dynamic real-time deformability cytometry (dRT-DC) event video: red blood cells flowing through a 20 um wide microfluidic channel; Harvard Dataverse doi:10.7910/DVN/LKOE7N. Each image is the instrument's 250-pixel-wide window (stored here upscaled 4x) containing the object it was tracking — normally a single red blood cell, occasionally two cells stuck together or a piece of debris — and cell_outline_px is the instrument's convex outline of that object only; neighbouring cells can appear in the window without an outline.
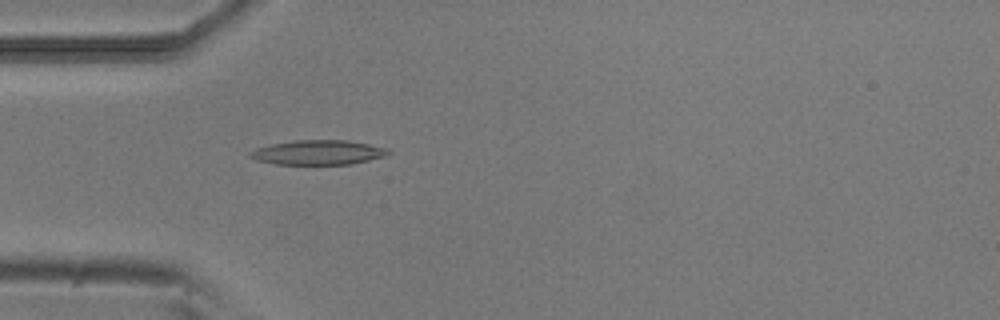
{"species": "common noctule bat (a hibernating species)", "species_latin": "Nyctalus noctula", "temperature_condition": "room temperature", "stored_images_in_passage": 52, "camera_frame_rate_fps": 3000, "um_per_image_px": 0.085, "animal": {"sex": "male", "body_mass_g": 20.5, "forearm_length_mm": 52.5}, "frame": {"image": 1, "passage_image": 15, "time_ms": 4.667, "image_size_px": [1000, 320], "cell_outline_px": [[392, 152], [384, 156], [352, 164], [276, 164], [256, 160], [248, 156], [248, 152], [256, 148], [272, 144], [292, 140], [348, 140], [388, 148]], "centroid_in_image_um": [27.02, 12.95], "position_along_channel_um": 58.0, "area_um2": 19.83}}
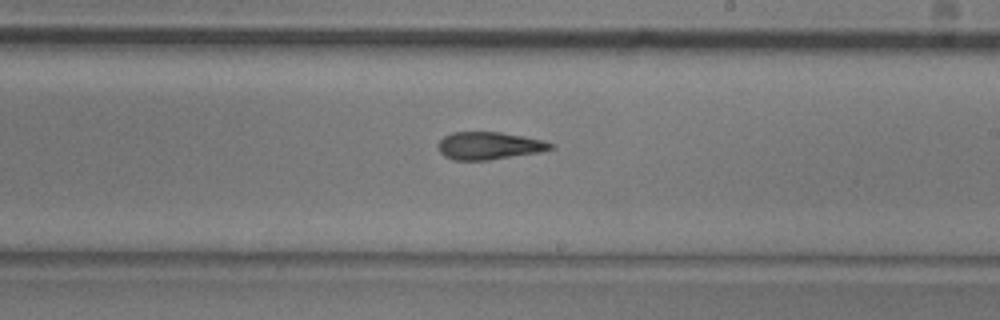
{"frame": {"image": 2, "passage_image": 30, "time_ms": 9.667, "image_size_px": [1000, 320], "cell_outline_px": [[556, 148], [540, 152], [488, 160], [452, 160], [444, 156], [440, 152], [440, 140], [444, 136], [452, 132], [500, 132], [524, 136], [544, 140], [556, 144]], "centroid_in_image_um": [41.64, 12.38], "position_along_channel_um": 247.4, "area_um2": 18.15}}
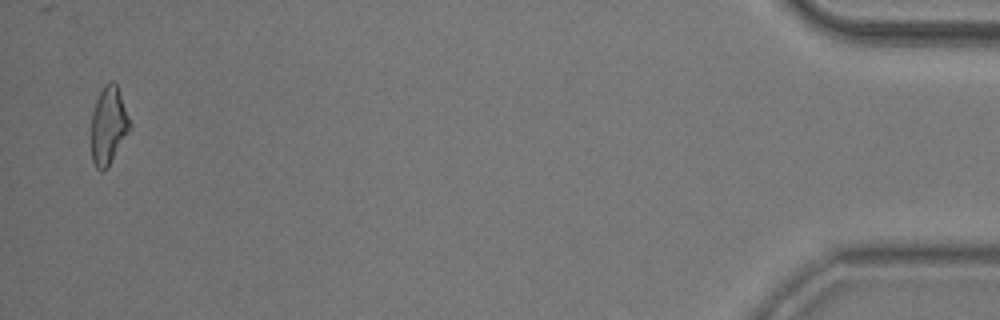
{"frame": {"image": 3, "passage_image": 51, "time_ms": 16.667, "image_size_px": [1000, 320], "cell_outline_px": [[132, 128], [108, 168], [104, 172], [100, 172], [96, 168], [92, 160], [92, 112], [96, 100], [104, 84], [112, 80], [116, 84], [132, 124]], "centroid_in_image_um": [9.24, 10.72], "position_along_channel_um": 426.0, "area_um2": 17.69}, "authors_computed_cell_mechanics": {"area_um2": 18.4382, "velocity_mm_per_s": 3.8321, "shape_relaxation_time_tau1_ms": 7.4037, "shape_relaxation_time_tau2_ms": 2.6103, "deformation_change_tau1": 0.2039, "deformation_change_tau2": 0.1198}}